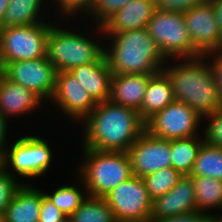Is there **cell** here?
Here are the masks:
<instances>
[{
  "label": "cell",
  "mask_w": 222,
  "mask_h": 222,
  "mask_svg": "<svg viewBox=\"0 0 222 222\" xmlns=\"http://www.w3.org/2000/svg\"><path fill=\"white\" fill-rule=\"evenodd\" d=\"M203 118L189 105L174 101L145 122V130L156 138L175 140L197 135Z\"/></svg>",
  "instance_id": "10"
},
{
  "label": "cell",
  "mask_w": 222,
  "mask_h": 222,
  "mask_svg": "<svg viewBox=\"0 0 222 222\" xmlns=\"http://www.w3.org/2000/svg\"><path fill=\"white\" fill-rule=\"evenodd\" d=\"M1 70L8 80L33 91L43 102L51 100L58 71L47 57L9 62Z\"/></svg>",
  "instance_id": "11"
},
{
  "label": "cell",
  "mask_w": 222,
  "mask_h": 222,
  "mask_svg": "<svg viewBox=\"0 0 222 222\" xmlns=\"http://www.w3.org/2000/svg\"><path fill=\"white\" fill-rule=\"evenodd\" d=\"M208 216H217V215L212 213L204 214L200 211L195 210L172 217L151 219V222H203Z\"/></svg>",
  "instance_id": "35"
},
{
  "label": "cell",
  "mask_w": 222,
  "mask_h": 222,
  "mask_svg": "<svg viewBox=\"0 0 222 222\" xmlns=\"http://www.w3.org/2000/svg\"><path fill=\"white\" fill-rule=\"evenodd\" d=\"M8 121L1 113H0V159L5 154V151L8 147L6 145L5 141H7V127H8Z\"/></svg>",
  "instance_id": "37"
},
{
  "label": "cell",
  "mask_w": 222,
  "mask_h": 222,
  "mask_svg": "<svg viewBox=\"0 0 222 222\" xmlns=\"http://www.w3.org/2000/svg\"><path fill=\"white\" fill-rule=\"evenodd\" d=\"M147 30L167 60L202 56L193 47L182 12L156 8Z\"/></svg>",
  "instance_id": "6"
},
{
  "label": "cell",
  "mask_w": 222,
  "mask_h": 222,
  "mask_svg": "<svg viewBox=\"0 0 222 222\" xmlns=\"http://www.w3.org/2000/svg\"><path fill=\"white\" fill-rule=\"evenodd\" d=\"M51 101L71 120H82L92 112L97 102L70 72H58Z\"/></svg>",
  "instance_id": "14"
},
{
  "label": "cell",
  "mask_w": 222,
  "mask_h": 222,
  "mask_svg": "<svg viewBox=\"0 0 222 222\" xmlns=\"http://www.w3.org/2000/svg\"><path fill=\"white\" fill-rule=\"evenodd\" d=\"M132 0H93L89 12L91 19L102 26L112 15L125 7Z\"/></svg>",
  "instance_id": "29"
},
{
  "label": "cell",
  "mask_w": 222,
  "mask_h": 222,
  "mask_svg": "<svg viewBox=\"0 0 222 222\" xmlns=\"http://www.w3.org/2000/svg\"><path fill=\"white\" fill-rule=\"evenodd\" d=\"M0 222H3V215L0 214Z\"/></svg>",
  "instance_id": "42"
},
{
  "label": "cell",
  "mask_w": 222,
  "mask_h": 222,
  "mask_svg": "<svg viewBox=\"0 0 222 222\" xmlns=\"http://www.w3.org/2000/svg\"><path fill=\"white\" fill-rule=\"evenodd\" d=\"M50 23L0 29V69L9 62L47 57Z\"/></svg>",
  "instance_id": "7"
},
{
  "label": "cell",
  "mask_w": 222,
  "mask_h": 222,
  "mask_svg": "<svg viewBox=\"0 0 222 222\" xmlns=\"http://www.w3.org/2000/svg\"><path fill=\"white\" fill-rule=\"evenodd\" d=\"M37 222H71L69 216H65L63 219H39Z\"/></svg>",
  "instance_id": "40"
},
{
  "label": "cell",
  "mask_w": 222,
  "mask_h": 222,
  "mask_svg": "<svg viewBox=\"0 0 222 222\" xmlns=\"http://www.w3.org/2000/svg\"><path fill=\"white\" fill-rule=\"evenodd\" d=\"M95 27L111 40L104 54L112 74H156L163 69L167 59L147 28L103 32L102 26Z\"/></svg>",
  "instance_id": "2"
},
{
  "label": "cell",
  "mask_w": 222,
  "mask_h": 222,
  "mask_svg": "<svg viewBox=\"0 0 222 222\" xmlns=\"http://www.w3.org/2000/svg\"><path fill=\"white\" fill-rule=\"evenodd\" d=\"M195 188L196 210L204 214L209 209H222V180L209 177H192Z\"/></svg>",
  "instance_id": "24"
},
{
  "label": "cell",
  "mask_w": 222,
  "mask_h": 222,
  "mask_svg": "<svg viewBox=\"0 0 222 222\" xmlns=\"http://www.w3.org/2000/svg\"><path fill=\"white\" fill-rule=\"evenodd\" d=\"M196 210L195 188L190 175H184L168 193L152 203L151 219L172 217Z\"/></svg>",
  "instance_id": "15"
},
{
  "label": "cell",
  "mask_w": 222,
  "mask_h": 222,
  "mask_svg": "<svg viewBox=\"0 0 222 222\" xmlns=\"http://www.w3.org/2000/svg\"><path fill=\"white\" fill-rule=\"evenodd\" d=\"M81 188V190H80ZM73 185L60 186L53 193L45 195L56 205L66 216H70L89 196L84 184L83 187ZM82 188L84 189L82 191ZM85 191V193H84Z\"/></svg>",
  "instance_id": "28"
},
{
  "label": "cell",
  "mask_w": 222,
  "mask_h": 222,
  "mask_svg": "<svg viewBox=\"0 0 222 222\" xmlns=\"http://www.w3.org/2000/svg\"><path fill=\"white\" fill-rule=\"evenodd\" d=\"M69 72L97 103L108 100L112 71L105 55L98 62L75 67Z\"/></svg>",
  "instance_id": "19"
},
{
  "label": "cell",
  "mask_w": 222,
  "mask_h": 222,
  "mask_svg": "<svg viewBox=\"0 0 222 222\" xmlns=\"http://www.w3.org/2000/svg\"><path fill=\"white\" fill-rule=\"evenodd\" d=\"M190 176L222 180V148L204 141Z\"/></svg>",
  "instance_id": "25"
},
{
  "label": "cell",
  "mask_w": 222,
  "mask_h": 222,
  "mask_svg": "<svg viewBox=\"0 0 222 222\" xmlns=\"http://www.w3.org/2000/svg\"><path fill=\"white\" fill-rule=\"evenodd\" d=\"M52 153L46 140L38 136L26 135L7 147L5 154L0 159V165L13 177L17 174L27 179L35 178L42 176L50 168ZM10 168L14 173H11Z\"/></svg>",
  "instance_id": "8"
},
{
  "label": "cell",
  "mask_w": 222,
  "mask_h": 222,
  "mask_svg": "<svg viewBox=\"0 0 222 222\" xmlns=\"http://www.w3.org/2000/svg\"><path fill=\"white\" fill-rule=\"evenodd\" d=\"M205 60V56L183 58L179 64H165L162 69L171 82L175 101L189 105L203 119L222 108L209 61Z\"/></svg>",
  "instance_id": "3"
},
{
  "label": "cell",
  "mask_w": 222,
  "mask_h": 222,
  "mask_svg": "<svg viewBox=\"0 0 222 222\" xmlns=\"http://www.w3.org/2000/svg\"><path fill=\"white\" fill-rule=\"evenodd\" d=\"M203 222H222L221 216H208Z\"/></svg>",
  "instance_id": "41"
},
{
  "label": "cell",
  "mask_w": 222,
  "mask_h": 222,
  "mask_svg": "<svg viewBox=\"0 0 222 222\" xmlns=\"http://www.w3.org/2000/svg\"><path fill=\"white\" fill-rule=\"evenodd\" d=\"M204 141V134L202 137L193 136L170 140L172 167L183 176L190 175Z\"/></svg>",
  "instance_id": "23"
},
{
  "label": "cell",
  "mask_w": 222,
  "mask_h": 222,
  "mask_svg": "<svg viewBox=\"0 0 222 222\" xmlns=\"http://www.w3.org/2000/svg\"><path fill=\"white\" fill-rule=\"evenodd\" d=\"M66 215L42 191L39 219H63Z\"/></svg>",
  "instance_id": "36"
},
{
  "label": "cell",
  "mask_w": 222,
  "mask_h": 222,
  "mask_svg": "<svg viewBox=\"0 0 222 222\" xmlns=\"http://www.w3.org/2000/svg\"><path fill=\"white\" fill-rule=\"evenodd\" d=\"M155 10L154 0H132L102 25L103 32H125L147 28Z\"/></svg>",
  "instance_id": "18"
},
{
  "label": "cell",
  "mask_w": 222,
  "mask_h": 222,
  "mask_svg": "<svg viewBox=\"0 0 222 222\" xmlns=\"http://www.w3.org/2000/svg\"><path fill=\"white\" fill-rule=\"evenodd\" d=\"M204 56L206 59L211 57L209 64L222 106V52L209 53Z\"/></svg>",
  "instance_id": "34"
},
{
  "label": "cell",
  "mask_w": 222,
  "mask_h": 222,
  "mask_svg": "<svg viewBox=\"0 0 222 222\" xmlns=\"http://www.w3.org/2000/svg\"><path fill=\"white\" fill-rule=\"evenodd\" d=\"M183 175L173 167L164 168L143 177L152 200L170 192Z\"/></svg>",
  "instance_id": "27"
},
{
  "label": "cell",
  "mask_w": 222,
  "mask_h": 222,
  "mask_svg": "<svg viewBox=\"0 0 222 222\" xmlns=\"http://www.w3.org/2000/svg\"><path fill=\"white\" fill-rule=\"evenodd\" d=\"M209 124L204 130L205 141L222 148V108L206 117Z\"/></svg>",
  "instance_id": "31"
},
{
  "label": "cell",
  "mask_w": 222,
  "mask_h": 222,
  "mask_svg": "<svg viewBox=\"0 0 222 222\" xmlns=\"http://www.w3.org/2000/svg\"><path fill=\"white\" fill-rule=\"evenodd\" d=\"M0 165V214L3 215L6 207L14 197L17 189L22 185Z\"/></svg>",
  "instance_id": "30"
},
{
  "label": "cell",
  "mask_w": 222,
  "mask_h": 222,
  "mask_svg": "<svg viewBox=\"0 0 222 222\" xmlns=\"http://www.w3.org/2000/svg\"><path fill=\"white\" fill-rule=\"evenodd\" d=\"M193 47L202 55L222 52V33L209 0L183 13Z\"/></svg>",
  "instance_id": "12"
},
{
  "label": "cell",
  "mask_w": 222,
  "mask_h": 222,
  "mask_svg": "<svg viewBox=\"0 0 222 222\" xmlns=\"http://www.w3.org/2000/svg\"><path fill=\"white\" fill-rule=\"evenodd\" d=\"M81 122L83 147L98 151L127 152L145 131L138 111L112 102H98Z\"/></svg>",
  "instance_id": "1"
},
{
  "label": "cell",
  "mask_w": 222,
  "mask_h": 222,
  "mask_svg": "<svg viewBox=\"0 0 222 222\" xmlns=\"http://www.w3.org/2000/svg\"><path fill=\"white\" fill-rule=\"evenodd\" d=\"M215 12V18L222 33V0H209Z\"/></svg>",
  "instance_id": "38"
},
{
  "label": "cell",
  "mask_w": 222,
  "mask_h": 222,
  "mask_svg": "<svg viewBox=\"0 0 222 222\" xmlns=\"http://www.w3.org/2000/svg\"><path fill=\"white\" fill-rule=\"evenodd\" d=\"M41 101L43 100L33 91L8 80L1 70L0 113L7 120L12 116L19 117L22 114L31 113L38 108V105L40 107Z\"/></svg>",
  "instance_id": "17"
},
{
  "label": "cell",
  "mask_w": 222,
  "mask_h": 222,
  "mask_svg": "<svg viewBox=\"0 0 222 222\" xmlns=\"http://www.w3.org/2000/svg\"><path fill=\"white\" fill-rule=\"evenodd\" d=\"M42 202V190L23 184L3 213V222H37Z\"/></svg>",
  "instance_id": "20"
},
{
  "label": "cell",
  "mask_w": 222,
  "mask_h": 222,
  "mask_svg": "<svg viewBox=\"0 0 222 222\" xmlns=\"http://www.w3.org/2000/svg\"><path fill=\"white\" fill-rule=\"evenodd\" d=\"M204 0H154L156 8L175 12H182L201 4Z\"/></svg>",
  "instance_id": "33"
},
{
  "label": "cell",
  "mask_w": 222,
  "mask_h": 222,
  "mask_svg": "<svg viewBox=\"0 0 222 222\" xmlns=\"http://www.w3.org/2000/svg\"><path fill=\"white\" fill-rule=\"evenodd\" d=\"M153 74H112L108 101L140 111Z\"/></svg>",
  "instance_id": "16"
},
{
  "label": "cell",
  "mask_w": 222,
  "mask_h": 222,
  "mask_svg": "<svg viewBox=\"0 0 222 222\" xmlns=\"http://www.w3.org/2000/svg\"><path fill=\"white\" fill-rule=\"evenodd\" d=\"M127 154L133 175L141 178L172 167L170 140L151 136L146 130L127 150Z\"/></svg>",
  "instance_id": "13"
},
{
  "label": "cell",
  "mask_w": 222,
  "mask_h": 222,
  "mask_svg": "<svg viewBox=\"0 0 222 222\" xmlns=\"http://www.w3.org/2000/svg\"><path fill=\"white\" fill-rule=\"evenodd\" d=\"M103 199L113 210L117 222H151L153 200L141 177L133 175Z\"/></svg>",
  "instance_id": "9"
},
{
  "label": "cell",
  "mask_w": 222,
  "mask_h": 222,
  "mask_svg": "<svg viewBox=\"0 0 222 222\" xmlns=\"http://www.w3.org/2000/svg\"><path fill=\"white\" fill-rule=\"evenodd\" d=\"M84 162L80 163L81 186L88 195L103 198L113 188L133 176L127 152L98 151L83 148ZM83 163V164H82Z\"/></svg>",
  "instance_id": "4"
},
{
  "label": "cell",
  "mask_w": 222,
  "mask_h": 222,
  "mask_svg": "<svg viewBox=\"0 0 222 222\" xmlns=\"http://www.w3.org/2000/svg\"><path fill=\"white\" fill-rule=\"evenodd\" d=\"M175 101L174 92L168 76L161 70L148 81L139 114L146 122L156 112Z\"/></svg>",
  "instance_id": "21"
},
{
  "label": "cell",
  "mask_w": 222,
  "mask_h": 222,
  "mask_svg": "<svg viewBox=\"0 0 222 222\" xmlns=\"http://www.w3.org/2000/svg\"><path fill=\"white\" fill-rule=\"evenodd\" d=\"M71 222H117L113 210L103 198L88 196L69 216Z\"/></svg>",
  "instance_id": "26"
},
{
  "label": "cell",
  "mask_w": 222,
  "mask_h": 222,
  "mask_svg": "<svg viewBox=\"0 0 222 222\" xmlns=\"http://www.w3.org/2000/svg\"><path fill=\"white\" fill-rule=\"evenodd\" d=\"M44 1L45 0H9L7 10L0 22V29L8 26H23L46 22L42 21L40 16V12H42L43 7H45Z\"/></svg>",
  "instance_id": "22"
},
{
  "label": "cell",
  "mask_w": 222,
  "mask_h": 222,
  "mask_svg": "<svg viewBox=\"0 0 222 222\" xmlns=\"http://www.w3.org/2000/svg\"><path fill=\"white\" fill-rule=\"evenodd\" d=\"M9 0H0V22L4 16V13L7 10Z\"/></svg>",
  "instance_id": "39"
},
{
  "label": "cell",
  "mask_w": 222,
  "mask_h": 222,
  "mask_svg": "<svg viewBox=\"0 0 222 222\" xmlns=\"http://www.w3.org/2000/svg\"><path fill=\"white\" fill-rule=\"evenodd\" d=\"M70 30L52 24L49 31L47 58L58 72H69L75 67L98 62L105 55L104 45Z\"/></svg>",
  "instance_id": "5"
},
{
  "label": "cell",
  "mask_w": 222,
  "mask_h": 222,
  "mask_svg": "<svg viewBox=\"0 0 222 222\" xmlns=\"http://www.w3.org/2000/svg\"><path fill=\"white\" fill-rule=\"evenodd\" d=\"M52 3L55 2L57 6L60 8V15L67 16V17H73V15L78 13H84L86 14L89 12V9L91 7V4L93 0H51ZM57 2V3H56ZM78 12V13H77Z\"/></svg>",
  "instance_id": "32"
}]
</instances>
